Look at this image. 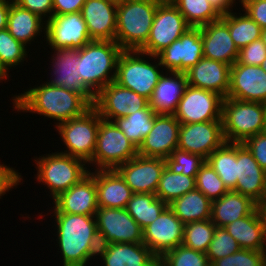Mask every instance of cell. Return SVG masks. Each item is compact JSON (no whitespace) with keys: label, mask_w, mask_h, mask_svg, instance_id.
<instances>
[{"label":"cell","mask_w":266,"mask_h":266,"mask_svg":"<svg viewBox=\"0 0 266 266\" xmlns=\"http://www.w3.org/2000/svg\"><path fill=\"white\" fill-rule=\"evenodd\" d=\"M14 109L37 113L58 122L82 116L92 105L79 93L47 82L12 97Z\"/></svg>","instance_id":"cell-1"},{"label":"cell","mask_w":266,"mask_h":266,"mask_svg":"<svg viewBox=\"0 0 266 266\" xmlns=\"http://www.w3.org/2000/svg\"><path fill=\"white\" fill-rule=\"evenodd\" d=\"M54 214L63 266H86L101 246L95 216Z\"/></svg>","instance_id":"cell-2"},{"label":"cell","mask_w":266,"mask_h":266,"mask_svg":"<svg viewBox=\"0 0 266 266\" xmlns=\"http://www.w3.org/2000/svg\"><path fill=\"white\" fill-rule=\"evenodd\" d=\"M159 2L118 0L115 42L122 50H140L148 40Z\"/></svg>","instance_id":"cell-3"},{"label":"cell","mask_w":266,"mask_h":266,"mask_svg":"<svg viewBox=\"0 0 266 266\" xmlns=\"http://www.w3.org/2000/svg\"><path fill=\"white\" fill-rule=\"evenodd\" d=\"M122 51L115 41L100 40H92L79 49L82 84L95 97L115 81L117 61Z\"/></svg>","instance_id":"cell-4"},{"label":"cell","mask_w":266,"mask_h":266,"mask_svg":"<svg viewBox=\"0 0 266 266\" xmlns=\"http://www.w3.org/2000/svg\"><path fill=\"white\" fill-rule=\"evenodd\" d=\"M222 127L226 142L243 143L249 137L265 130L266 104L224 98Z\"/></svg>","instance_id":"cell-5"},{"label":"cell","mask_w":266,"mask_h":266,"mask_svg":"<svg viewBox=\"0 0 266 266\" xmlns=\"http://www.w3.org/2000/svg\"><path fill=\"white\" fill-rule=\"evenodd\" d=\"M34 160L37 166L36 178L47 185L52 199L79 183L90 172L85 167V161L60 152L49 153Z\"/></svg>","instance_id":"cell-6"},{"label":"cell","mask_w":266,"mask_h":266,"mask_svg":"<svg viewBox=\"0 0 266 266\" xmlns=\"http://www.w3.org/2000/svg\"><path fill=\"white\" fill-rule=\"evenodd\" d=\"M145 55L139 50H123L117 61L115 82L149 100L163 71L158 70V66L162 68L159 59L154 65L143 58Z\"/></svg>","instance_id":"cell-7"},{"label":"cell","mask_w":266,"mask_h":266,"mask_svg":"<svg viewBox=\"0 0 266 266\" xmlns=\"http://www.w3.org/2000/svg\"><path fill=\"white\" fill-rule=\"evenodd\" d=\"M101 116L92 106L82 116L56 125L62 142L68 150L60 152L85 161L88 166L96 148Z\"/></svg>","instance_id":"cell-8"},{"label":"cell","mask_w":266,"mask_h":266,"mask_svg":"<svg viewBox=\"0 0 266 266\" xmlns=\"http://www.w3.org/2000/svg\"><path fill=\"white\" fill-rule=\"evenodd\" d=\"M138 155L136 146L113 121L102 119L97 132L96 148L91 163L97 170L116 169ZM95 164V165H94Z\"/></svg>","instance_id":"cell-9"},{"label":"cell","mask_w":266,"mask_h":266,"mask_svg":"<svg viewBox=\"0 0 266 266\" xmlns=\"http://www.w3.org/2000/svg\"><path fill=\"white\" fill-rule=\"evenodd\" d=\"M190 26L173 3H159L146 44L139 50L157 55L179 39Z\"/></svg>","instance_id":"cell-10"},{"label":"cell","mask_w":266,"mask_h":266,"mask_svg":"<svg viewBox=\"0 0 266 266\" xmlns=\"http://www.w3.org/2000/svg\"><path fill=\"white\" fill-rule=\"evenodd\" d=\"M95 220L101 245L143 243V229L125 208L98 207Z\"/></svg>","instance_id":"cell-11"},{"label":"cell","mask_w":266,"mask_h":266,"mask_svg":"<svg viewBox=\"0 0 266 266\" xmlns=\"http://www.w3.org/2000/svg\"><path fill=\"white\" fill-rule=\"evenodd\" d=\"M223 99L215 92L187 84L173 115L181 124L221 120Z\"/></svg>","instance_id":"cell-12"},{"label":"cell","mask_w":266,"mask_h":266,"mask_svg":"<svg viewBox=\"0 0 266 266\" xmlns=\"http://www.w3.org/2000/svg\"><path fill=\"white\" fill-rule=\"evenodd\" d=\"M151 59H159L162 70L166 73H185L195 66L203 57V42L200 27H190L182 36L167 46L157 55H148ZM164 67V69H163Z\"/></svg>","instance_id":"cell-13"},{"label":"cell","mask_w":266,"mask_h":266,"mask_svg":"<svg viewBox=\"0 0 266 266\" xmlns=\"http://www.w3.org/2000/svg\"><path fill=\"white\" fill-rule=\"evenodd\" d=\"M46 29L43 37L53 50L81 49L91 40L87 25L82 13H68L52 15L46 20Z\"/></svg>","instance_id":"cell-14"},{"label":"cell","mask_w":266,"mask_h":266,"mask_svg":"<svg viewBox=\"0 0 266 266\" xmlns=\"http://www.w3.org/2000/svg\"><path fill=\"white\" fill-rule=\"evenodd\" d=\"M148 105L147 98L113 81L96 95L93 107L102 119L113 121L145 109Z\"/></svg>","instance_id":"cell-15"},{"label":"cell","mask_w":266,"mask_h":266,"mask_svg":"<svg viewBox=\"0 0 266 266\" xmlns=\"http://www.w3.org/2000/svg\"><path fill=\"white\" fill-rule=\"evenodd\" d=\"M225 142L222 120L180 125L178 149L200 155L205 160Z\"/></svg>","instance_id":"cell-16"},{"label":"cell","mask_w":266,"mask_h":266,"mask_svg":"<svg viewBox=\"0 0 266 266\" xmlns=\"http://www.w3.org/2000/svg\"><path fill=\"white\" fill-rule=\"evenodd\" d=\"M184 223L167 206L162 213L143 229V243L159 259L167 251L182 245Z\"/></svg>","instance_id":"cell-17"},{"label":"cell","mask_w":266,"mask_h":266,"mask_svg":"<svg viewBox=\"0 0 266 266\" xmlns=\"http://www.w3.org/2000/svg\"><path fill=\"white\" fill-rule=\"evenodd\" d=\"M166 167L164 158L137 155L119 165L116 170L124 178L133 193H156L162 172Z\"/></svg>","instance_id":"cell-18"},{"label":"cell","mask_w":266,"mask_h":266,"mask_svg":"<svg viewBox=\"0 0 266 266\" xmlns=\"http://www.w3.org/2000/svg\"><path fill=\"white\" fill-rule=\"evenodd\" d=\"M180 125L173 114H156L152 129L138 148V155L170 157L172 151L178 148Z\"/></svg>","instance_id":"cell-19"},{"label":"cell","mask_w":266,"mask_h":266,"mask_svg":"<svg viewBox=\"0 0 266 266\" xmlns=\"http://www.w3.org/2000/svg\"><path fill=\"white\" fill-rule=\"evenodd\" d=\"M227 98L266 104V71L261 66L236 61L230 69Z\"/></svg>","instance_id":"cell-20"},{"label":"cell","mask_w":266,"mask_h":266,"mask_svg":"<svg viewBox=\"0 0 266 266\" xmlns=\"http://www.w3.org/2000/svg\"><path fill=\"white\" fill-rule=\"evenodd\" d=\"M54 55V58L51 57L54 73L51 77L54 78L47 80L48 83L81 94L93 106L95 96L82 84L79 49H59L54 51Z\"/></svg>","instance_id":"cell-21"},{"label":"cell","mask_w":266,"mask_h":266,"mask_svg":"<svg viewBox=\"0 0 266 266\" xmlns=\"http://www.w3.org/2000/svg\"><path fill=\"white\" fill-rule=\"evenodd\" d=\"M54 213L95 216L98 210L95 172H89L79 183L60 193L55 199Z\"/></svg>","instance_id":"cell-22"},{"label":"cell","mask_w":266,"mask_h":266,"mask_svg":"<svg viewBox=\"0 0 266 266\" xmlns=\"http://www.w3.org/2000/svg\"><path fill=\"white\" fill-rule=\"evenodd\" d=\"M118 0H86L81 13L91 40L115 41Z\"/></svg>","instance_id":"cell-23"},{"label":"cell","mask_w":266,"mask_h":266,"mask_svg":"<svg viewBox=\"0 0 266 266\" xmlns=\"http://www.w3.org/2000/svg\"><path fill=\"white\" fill-rule=\"evenodd\" d=\"M230 69L231 66L226 63L202 57L185 72L187 84L226 98L230 88Z\"/></svg>","instance_id":"cell-24"},{"label":"cell","mask_w":266,"mask_h":266,"mask_svg":"<svg viewBox=\"0 0 266 266\" xmlns=\"http://www.w3.org/2000/svg\"><path fill=\"white\" fill-rule=\"evenodd\" d=\"M237 177L236 187L232 191L249 197L257 204L265 189L266 171L243 143H237Z\"/></svg>","instance_id":"cell-25"},{"label":"cell","mask_w":266,"mask_h":266,"mask_svg":"<svg viewBox=\"0 0 266 266\" xmlns=\"http://www.w3.org/2000/svg\"><path fill=\"white\" fill-rule=\"evenodd\" d=\"M203 57L232 66L239 50L232 40L228 26L220 19L200 27Z\"/></svg>","instance_id":"cell-26"},{"label":"cell","mask_w":266,"mask_h":266,"mask_svg":"<svg viewBox=\"0 0 266 266\" xmlns=\"http://www.w3.org/2000/svg\"><path fill=\"white\" fill-rule=\"evenodd\" d=\"M103 266H158V258L144 243H109L100 246Z\"/></svg>","instance_id":"cell-27"},{"label":"cell","mask_w":266,"mask_h":266,"mask_svg":"<svg viewBox=\"0 0 266 266\" xmlns=\"http://www.w3.org/2000/svg\"><path fill=\"white\" fill-rule=\"evenodd\" d=\"M99 207L125 208L133 192L116 169H95Z\"/></svg>","instance_id":"cell-28"},{"label":"cell","mask_w":266,"mask_h":266,"mask_svg":"<svg viewBox=\"0 0 266 266\" xmlns=\"http://www.w3.org/2000/svg\"><path fill=\"white\" fill-rule=\"evenodd\" d=\"M225 230L241 249L266 251V218L257 210L226 225Z\"/></svg>","instance_id":"cell-29"},{"label":"cell","mask_w":266,"mask_h":266,"mask_svg":"<svg viewBox=\"0 0 266 266\" xmlns=\"http://www.w3.org/2000/svg\"><path fill=\"white\" fill-rule=\"evenodd\" d=\"M186 86L185 73L171 72L169 77L168 73L163 74L149 99V105L156 114H174Z\"/></svg>","instance_id":"cell-30"},{"label":"cell","mask_w":266,"mask_h":266,"mask_svg":"<svg viewBox=\"0 0 266 266\" xmlns=\"http://www.w3.org/2000/svg\"><path fill=\"white\" fill-rule=\"evenodd\" d=\"M256 208L257 204L249 197L230 190L212 201L211 221L216 227H225L235 220L249 216Z\"/></svg>","instance_id":"cell-31"},{"label":"cell","mask_w":266,"mask_h":266,"mask_svg":"<svg viewBox=\"0 0 266 266\" xmlns=\"http://www.w3.org/2000/svg\"><path fill=\"white\" fill-rule=\"evenodd\" d=\"M43 22L46 21L12 0L8 13L7 29L17 41L25 46L31 44L36 36H40L43 31L45 32L46 25L44 24L46 23Z\"/></svg>","instance_id":"cell-32"},{"label":"cell","mask_w":266,"mask_h":266,"mask_svg":"<svg viewBox=\"0 0 266 266\" xmlns=\"http://www.w3.org/2000/svg\"><path fill=\"white\" fill-rule=\"evenodd\" d=\"M168 206L184 224L211 219L212 201L197 189L187 192Z\"/></svg>","instance_id":"cell-33"},{"label":"cell","mask_w":266,"mask_h":266,"mask_svg":"<svg viewBox=\"0 0 266 266\" xmlns=\"http://www.w3.org/2000/svg\"><path fill=\"white\" fill-rule=\"evenodd\" d=\"M206 162L215 170L229 191L236 187L237 143L225 142L207 157Z\"/></svg>","instance_id":"cell-34"},{"label":"cell","mask_w":266,"mask_h":266,"mask_svg":"<svg viewBox=\"0 0 266 266\" xmlns=\"http://www.w3.org/2000/svg\"><path fill=\"white\" fill-rule=\"evenodd\" d=\"M155 116V110L148 105L145 109L114 119L113 122L138 149L152 129Z\"/></svg>","instance_id":"cell-35"},{"label":"cell","mask_w":266,"mask_h":266,"mask_svg":"<svg viewBox=\"0 0 266 266\" xmlns=\"http://www.w3.org/2000/svg\"><path fill=\"white\" fill-rule=\"evenodd\" d=\"M167 206L154 193H133L125 209L140 227L144 229L155 221Z\"/></svg>","instance_id":"cell-36"},{"label":"cell","mask_w":266,"mask_h":266,"mask_svg":"<svg viewBox=\"0 0 266 266\" xmlns=\"http://www.w3.org/2000/svg\"><path fill=\"white\" fill-rule=\"evenodd\" d=\"M232 11L221 16V20L228 26L230 36L238 50L260 39L262 28L252 20L247 13L238 16Z\"/></svg>","instance_id":"cell-37"},{"label":"cell","mask_w":266,"mask_h":266,"mask_svg":"<svg viewBox=\"0 0 266 266\" xmlns=\"http://www.w3.org/2000/svg\"><path fill=\"white\" fill-rule=\"evenodd\" d=\"M195 189V177L174 173L165 167L155 194L169 205L177 198Z\"/></svg>","instance_id":"cell-38"},{"label":"cell","mask_w":266,"mask_h":266,"mask_svg":"<svg viewBox=\"0 0 266 266\" xmlns=\"http://www.w3.org/2000/svg\"><path fill=\"white\" fill-rule=\"evenodd\" d=\"M173 4L190 27H202L221 19L208 0H174Z\"/></svg>","instance_id":"cell-39"},{"label":"cell","mask_w":266,"mask_h":266,"mask_svg":"<svg viewBox=\"0 0 266 266\" xmlns=\"http://www.w3.org/2000/svg\"><path fill=\"white\" fill-rule=\"evenodd\" d=\"M216 225L209 220L184 224L182 245L206 253L212 241Z\"/></svg>","instance_id":"cell-40"},{"label":"cell","mask_w":266,"mask_h":266,"mask_svg":"<svg viewBox=\"0 0 266 266\" xmlns=\"http://www.w3.org/2000/svg\"><path fill=\"white\" fill-rule=\"evenodd\" d=\"M158 266H211L206 253L179 245L158 259Z\"/></svg>","instance_id":"cell-41"},{"label":"cell","mask_w":266,"mask_h":266,"mask_svg":"<svg viewBox=\"0 0 266 266\" xmlns=\"http://www.w3.org/2000/svg\"><path fill=\"white\" fill-rule=\"evenodd\" d=\"M26 50L25 45L17 41L7 28L0 30V63L7 72L28 58Z\"/></svg>","instance_id":"cell-42"},{"label":"cell","mask_w":266,"mask_h":266,"mask_svg":"<svg viewBox=\"0 0 266 266\" xmlns=\"http://www.w3.org/2000/svg\"><path fill=\"white\" fill-rule=\"evenodd\" d=\"M195 181L196 189L201 191L211 201L219 199L229 191L215 170L206 161L200 167Z\"/></svg>","instance_id":"cell-43"},{"label":"cell","mask_w":266,"mask_h":266,"mask_svg":"<svg viewBox=\"0 0 266 266\" xmlns=\"http://www.w3.org/2000/svg\"><path fill=\"white\" fill-rule=\"evenodd\" d=\"M205 159L197 154H192L180 149H174L170 157L165 158L166 167L174 173L196 177Z\"/></svg>","instance_id":"cell-44"},{"label":"cell","mask_w":266,"mask_h":266,"mask_svg":"<svg viewBox=\"0 0 266 266\" xmlns=\"http://www.w3.org/2000/svg\"><path fill=\"white\" fill-rule=\"evenodd\" d=\"M240 249V245L224 227H216L206 255L212 264L215 260L231 255Z\"/></svg>","instance_id":"cell-45"},{"label":"cell","mask_w":266,"mask_h":266,"mask_svg":"<svg viewBox=\"0 0 266 266\" xmlns=\"http://www.w3.org/2000/svg\"><path fill=\"white\" fill-rule=\"evenodd\" d=\"M211 266H266V251L240 249L215 260Z\"/></svg>","instance_id":"cell-46"},{"label":"cell","mask_w":266,"mask_h":266,"mask_svg":"<svg viewBox=\"0 0 266 266\" xmlns=\"http://www.w3.org/2000/svg\"><path fill=\"white\" fill-rule=\"evenodd\" d=\"M265 58L266 46L261 39H258L239 50L237 62L244 65L260 66Z\"/></svg>","instance_id":"cell-47"},{"label":"cell","mask_w":266,"mask_h":266,"mask_svg":"<svg viewBox=\"0 0 266 266\" xmlns=\"http://www.w3.org/2000/svg\"><path fill=\"white\" fill-rule=\"evenodd\" d=\"M243 144L251 152L259 166L266 171V133H258L249 137Z\"/></svg>","instance_id":"cell-48"},{"label":"cell","mask_w":266,"mask_h":266,"mask_svg":"<svg viewBox=\"0 0 266 266\" xmlns=\"http://www.w3.org/2000/svg\"><path fill=\"white\" fill-rule=\"evenodd\" d=\"M242 11L254 20L262 29L266 28V0H240Z\"/></svg>","instance_id":"cell-49"},{"label":"cell","mask_w":266,"mask_h":266,"mask_svg":"<svg viewBox=\"0 0 266 266\" xmlns=\"http://www.w3.org/2000/svg\"><path fill=\"white\" fill-rule=\"evenodd\" d=\"M21 7L33 12L44 20L53 15V0H14Z\"/></svg>","instance_id":"cell-50"},{"label":"cell","mask_w":266,"mask_h":266,"mask_svg":"<svg viewBox=\"0 0 266 266\" xmlns=\"http://www.w3.org/2000/svg\"><path fill=\"white\" fill-rule=\"evenodd\" d=\"M21 173L15 171L14 168L10 166H5V164H0V196H4L11 190L13 187H17L19 183L23 180ZM1 199V197H0Z\"/></svg>","instance_id":"cell-51"},{"label":"cell","mask_w":266,"mask_h":266,"mask_svg":"<svg viewBox=\"0 0 266 266\" xmlns=\"http://www.w3.org/2000/svg\"><path fill=\"white\" fill-rule=\"evenodd\" d=\"M85 2L86 0H53V15L80 12Z\"/></svg>","instance_id":"cell-52"},{"label":"cell","mask_w":266,"mask_h":266,"mask_svg":"<svg viewBox=\"0 0 266 266\" xmlns=\"http://www.w3.org/2000/svg\"><path fill=\"white\" fill-rule=\"evenodd\" d=\"M208 1L221 16L226 15L229 12L233 11V9L231 10V8L233 7L234 2H236V0H208Z\"/></svg>","instance_id":"cell-53"},{"label":"cell","mask_w":266,"mask_h":266,"mask_svg":"<svg viewBox=\"0 0 266 266\" xmlns=\"http://www.w3.org/2000/svg\"><path fill=\"white\" fill-rule=\"evenodd\" d=\"M12 0H0V30L7 28L8 13Z\"/></svg>","instance_id":"cell-54"},{"label":"cell","mask_w":266,"mask_h":266,"mask_svg":"<svg viewBox=\"0 0 266 266\" xmlns=\"http://www.w3.org/2000/svg\"><path fill=\"white\" fill-rule=\"evenodd\" d=\"M257 210L266 218V185L262 198L257 203Z\"/></svg>","instance_id":"cell-55"},{"label":"cell","mask_w":266,"mask_h":266,"mask_svg":"<svg viewBox=\"0 0 266 266\" xmlns=\"http://www.w3.org/2000/svg\"><path fill=\"white\" fill-rule=\"evenodd\" d=\"M8 77V72L4 69V67L0 63V81L4 80Z\"/></svg>","instance_id":"cell-56"},{"label":"cell","mask_w":266,"mask_h":266,"mask_svg":"<svg viewBox=\"0 0 266 266\" xmlns=\"http://www.w3.org/2000/svg\"><path fill=\"white\" fill-rule=\"evenodd\" d=\"M260 39L262 40V42H263V43L265 44V46H266V28H265V29H262Z\"/></svg>","instance_id":"cell-57"},{"label":"cell","mask_w":266,"mask_h":266,"mask_svg":"<svg viewBox=\"0 0 266 266\" xmlns=\"http://www.w3.org/2000/svg\"><path fill=\"white\" fill-rule=\"evenodd\" d=\"M157 1L159 3H173L174 0H154Z\"/></svg>","instance_id":"cell-58"},{"label":"cell","mask_w":266,"mask_h":266,"mask_svg":"<svg viewBox=\"0 0 266 266\" xmlns=\"http://www.w3.org/2000/svg\"><path fill=\"white\" fill-rule=\"evenodd\" d=\"M260 66H261V68H262L263 70L266 71V58L264 59V61L262 62V64H261Z\"/></svg>","instance_id":"cell-59"}]
</instances>
